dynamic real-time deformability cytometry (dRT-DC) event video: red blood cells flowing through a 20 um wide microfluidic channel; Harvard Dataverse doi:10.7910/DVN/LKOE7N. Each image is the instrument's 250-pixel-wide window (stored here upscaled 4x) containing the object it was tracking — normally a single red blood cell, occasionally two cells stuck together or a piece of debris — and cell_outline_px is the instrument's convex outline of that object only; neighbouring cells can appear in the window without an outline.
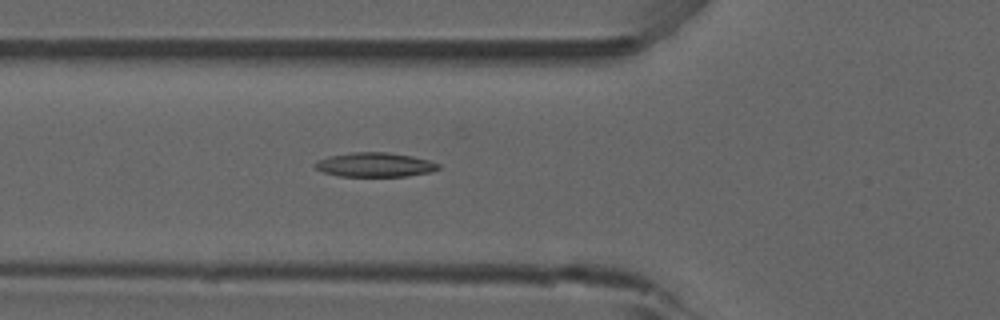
{"species": "common noctule bat (a hibernating species)", "species_latin": "Nyctalus noctula", "temperature_condition": "room temperature", "stored_images_in_passage": 41, "camera_frame_rate_fps": 3000, "um_per_image_px": 0.085, "animal": {"sex": "male", "forearm_length_mm": 52.5}, "frame": {"image": 1, "passage_image": 7, "time_ms": 2.0, "image_size_px": [1000, 320], "cell_outline_px": [[440, 168], [432, 172], [408, 176], [340, 176], [324, 172], [316, 168], [312, 164], [316, 160], [328, 156], [352, 152], [388, 152], [412, 156], [428, 160], [440, 164]], "centroid_in_image_um": [31.86, 14.0], "position_along_channel_um": 93.9, "area_um2": 17.57}, "authors_computed_cell_mechanics": {"area_um2": 16.8198, "velocity_mm_per_s": 3.8827, "shape_relaxation_time_tau1_ms": null, "shape_relaxation_time_tau2_ms": 5.3969, "deformation_change_tau1": null, "deformation_change_tau2": 0.1458}}